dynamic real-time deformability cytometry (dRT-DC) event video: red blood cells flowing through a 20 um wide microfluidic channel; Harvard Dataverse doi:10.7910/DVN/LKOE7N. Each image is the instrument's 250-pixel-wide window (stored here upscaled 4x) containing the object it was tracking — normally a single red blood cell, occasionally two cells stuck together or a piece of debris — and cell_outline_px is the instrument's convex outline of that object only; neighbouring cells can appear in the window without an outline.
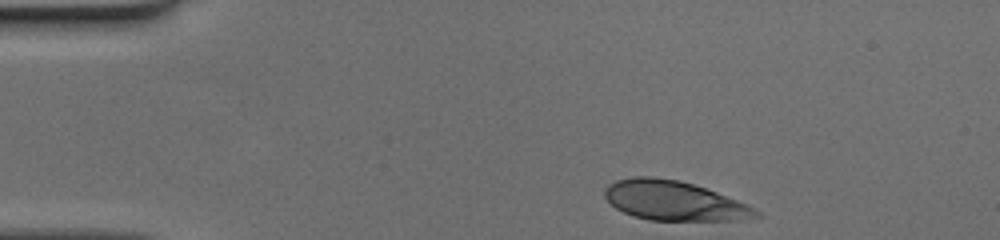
{"species": "human", "species_latin": "Homo sapiens", "temperature_condition": "cold", "stored_images_in_passage": 33, "camera_frame_rate_fps": 3000, "um_per_image_px": 0.085, "donor": {"sex": "female"}, "frame": {"image": 1, "passage_image": 1, "time_ms": 0.0, "image_size_px": [1000, 240], "cell_outline_px": [[764, 216], [736, 220], [648, 220], [632, 216], [616, 208], [604, 196], [604, 188], [608, 184], [616, 180], [632, 176], [652, 176], [680, 180], [716, 192], [748, 204], [756, 208]], "centroid_in_image_um": [57.29, 17.06], "position_along_channel_um": 27.7, "area_um2": 34.97}}
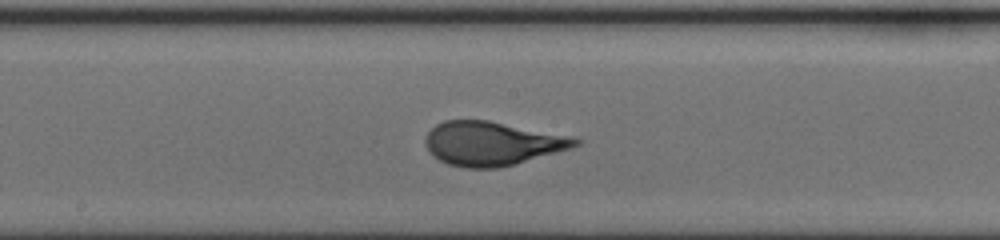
{"frame": {"image": 2, "passage_image": 19, "time_ms": 6.0, "image_size_px": [1000, 240], "cell_outline_px": [[584, 140], [580, 144], [572, 148], [512, 164], [496, 168], [464, 168], [448, 164], [432, 156], [428, 152], [424, 144], [424, 140], [428, 132], [436, 124], [444, 120], [488, 120], [568, 136]], "centroid_in_image_um": [41.77, 12.19], "position_along_channel_um": 206.4, "area_um2": 38.15}}
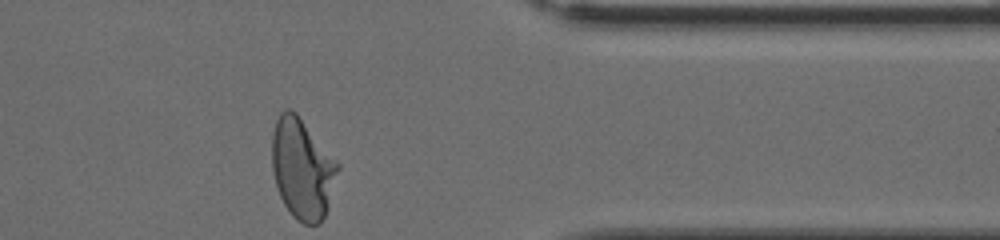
{"frame": {"image": 3, "passage_image": 33, "time_ms": 10.667, "image_size_px": [1000, 240], "cell_outline_px": [[340, 168], [328, 208], [320, 224], [304, 224], [296, 220], [292, 216], [284, 204], [280, 196], [276, 184], [272, 168], [272, 136], [276, 120], [280, 112], [284, 108], [292, 108], [296, 112], [340, 164]], "centroid_in_image_um": [25.7, 14.33], "position_along_channel_um": 385.7, "area_um2": 38.78}}